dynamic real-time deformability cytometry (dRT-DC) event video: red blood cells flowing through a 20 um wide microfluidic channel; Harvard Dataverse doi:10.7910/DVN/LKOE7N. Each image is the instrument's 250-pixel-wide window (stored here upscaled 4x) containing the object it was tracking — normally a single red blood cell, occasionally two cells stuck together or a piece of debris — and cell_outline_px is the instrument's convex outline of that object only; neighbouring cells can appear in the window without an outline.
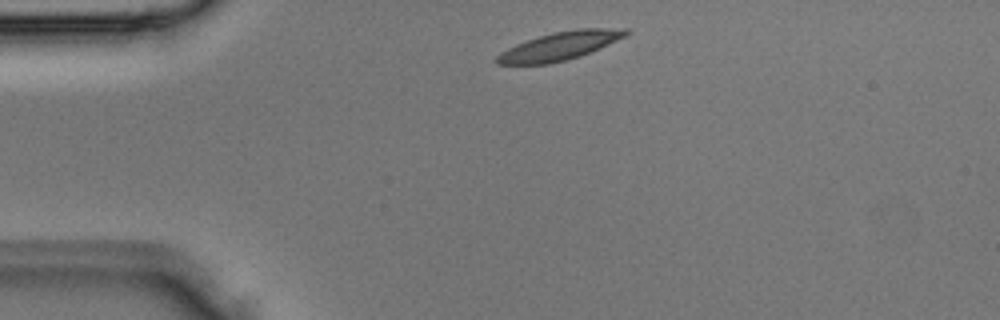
{"species": "Egyptian fruit bat (a non-hibernating species)", "species_latin": "Rousettus aegyptiacus", "temperature_condition": "room temperature", "stored_images_in_passage": 4, "camera_frame_rate_fps": 3000, "um_per_image_px": 0.085, "animal": {"sex": "male"}, "frame": {"image": 1, "passage_image": 4, "time_ms": 1.0, "image_size_px": [1000, 320], "cell_outline_px": [[628, 36], [580, 56], [548, 64], [496, 64], [496, 56], [500, 52], [516, 44], [552, 32], [580, 28], [628, 28]], "centroid_in_image_um": [47.61, 3.9], "position_along_channel_um": 37.4, "area_um2": 21.1}}